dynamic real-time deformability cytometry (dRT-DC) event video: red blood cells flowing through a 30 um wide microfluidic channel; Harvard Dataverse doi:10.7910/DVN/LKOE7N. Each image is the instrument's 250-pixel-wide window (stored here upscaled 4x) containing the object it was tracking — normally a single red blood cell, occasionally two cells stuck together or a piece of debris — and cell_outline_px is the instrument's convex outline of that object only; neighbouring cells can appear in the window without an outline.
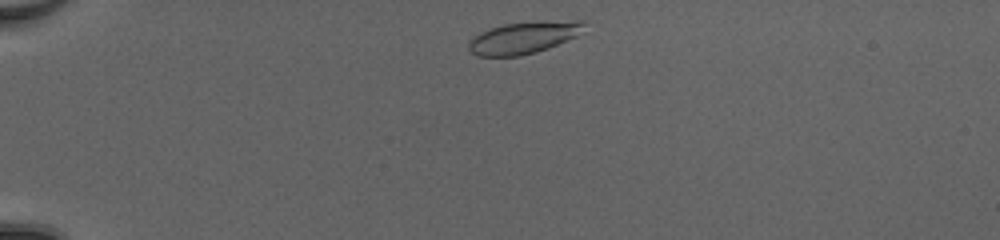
{"species": "common noctule bat (a hibernating species)", "species_latin": "Nyctalus noctula", "temperature_condition": "cold", "stored_images_in_passage": 40, "camera_frame_rate_fps": 3000, "um_per_image_px": 0.085, "animal": {"sex": "female", "body_mass_g": 20.0, "forearm_length_mm": 54.0}, "frame": {"image": 1, "passage_image": 2, "time_ms": 0.333, "image_size_px": [1000, 240], "cell_outline_px": [[588, 20], [576, 36], [548, 48], [536, 52], [520, 56], [476, 56], [468, 48], [468, 44], [480, 32], [504, 24], [576, 20]], "centroid_in_image_um": [44.51, 3.21], "position_along_channel_um": 40.5, "area_um2": 20.98}}
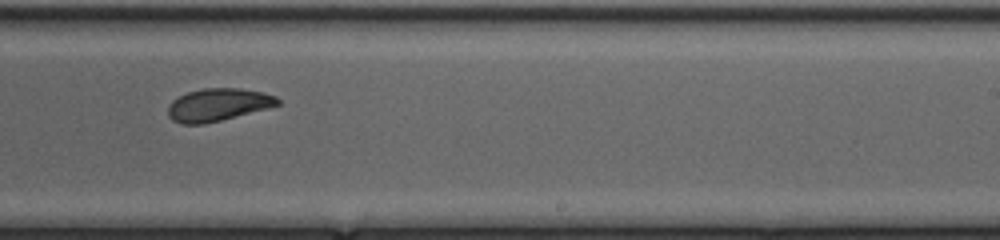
{"frame": {"image": 2, "passage_image": 23, "time_ms": 7.333, "image_size_px": [1000, 240], "cell_outline_px": [[280, 104], [268, 108], [204, 124], [180, 124], [172, 120], [168, 116], [168, 104], [172, 100], [188, 92], [204, 88], [240, 88], [264, 92], [276, 96], [280, 100]], "centroid_in_image_um": [18.52, 8.9], "position_along_channel_um": 270.5, "area_um2": 20.87}}
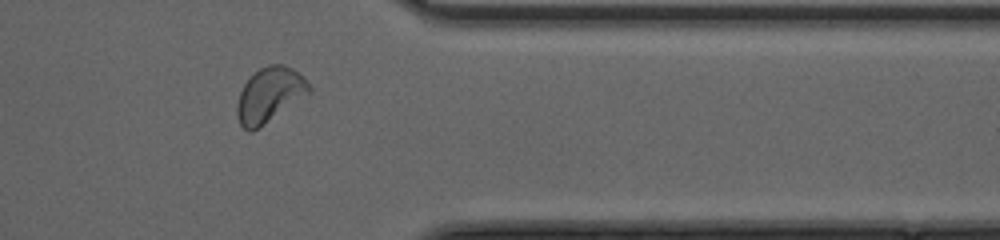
{"frame": {"image": 3, "passage_image": 32, "time_ms": 10.333, "image_size_px": [1000, 240], "cell_outline_px": [[312, 92], [252, 132], [248, 132], [240, 124], [236, 112], [236, 104], [240, 92], [244, 84], [260, 68], [268, 64], [284, 64], [292, 68], [312, 88]], "centroid_in_image_um": [22.9, 8.08], "position_along_channel_um": 388.5, "area_um2": 22.72}, "authors_computed_cell_mechanics": {"area_um2": 21.675, "velocity_mm_per_s": 4.1297, "shape_relaxation_time_tau1_ms": 3.7256, "shape_relaxation_time_tau2_ms": 2.0041, "deformation_change_tau1": 0.1236, "deformation_change_tau2": 0.0591}}